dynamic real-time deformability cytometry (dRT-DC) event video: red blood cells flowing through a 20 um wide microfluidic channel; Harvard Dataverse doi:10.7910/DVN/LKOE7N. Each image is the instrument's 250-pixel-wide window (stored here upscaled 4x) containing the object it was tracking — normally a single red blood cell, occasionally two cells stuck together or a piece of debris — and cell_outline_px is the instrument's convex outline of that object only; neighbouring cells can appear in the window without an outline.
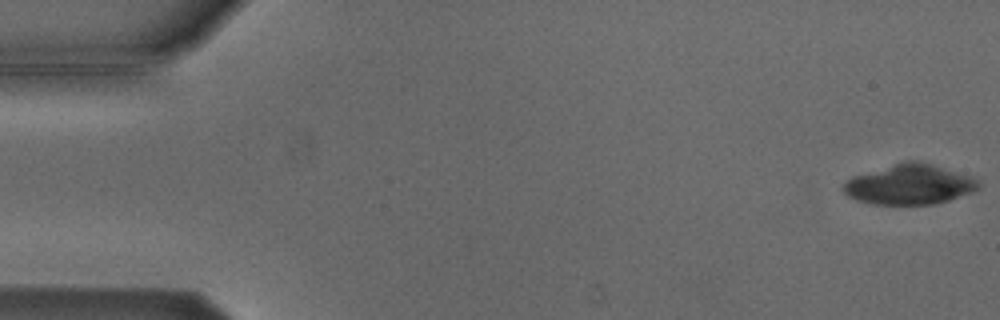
{"species": "Egyptian fruit bat (a non-hibernating species)", "species_latin": "Rousettus aegyptiacus", "temperature_condition": "cold", "stored_images_in_passage": 5, "camera_frame_rate_fps": 3000, "um_per_image_px": 0.085, "animal": {"sex": "male"}, "frame": {"image": 1, "passage_image": 1, "time_ms": 0.0, "image_size_px": [1000, 320], "cell_outline_px": [[980, 188], [972, 192], [948, 200], [932, 204], [872, 204], [856, 200], [848, 196], [840, 188], [852, 176], [908, 160], [916, 160], [968, 176], [980, 180]], "centroid_in_image_um": [77.27, 15.69], "position_along_channel_um": 7.7, "area_um2": 31.1}}